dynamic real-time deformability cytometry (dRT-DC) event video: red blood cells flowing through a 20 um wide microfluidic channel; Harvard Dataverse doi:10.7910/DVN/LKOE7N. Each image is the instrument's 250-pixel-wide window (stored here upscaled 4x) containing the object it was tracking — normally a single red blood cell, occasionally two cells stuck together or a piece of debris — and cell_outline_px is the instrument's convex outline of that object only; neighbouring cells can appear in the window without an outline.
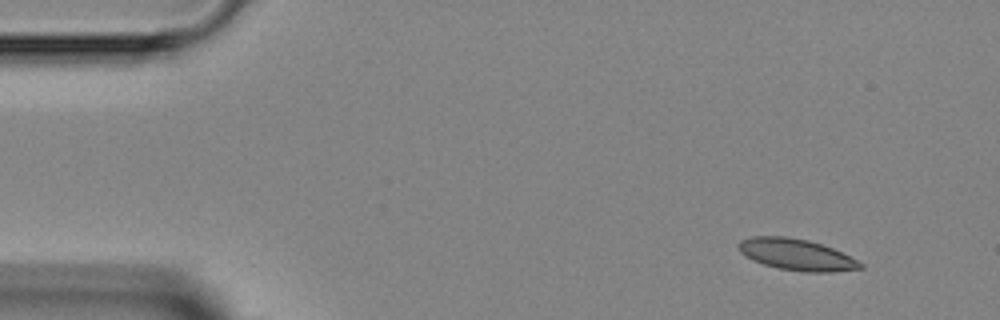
{"species": "Egyptian fruit bat (a non-hibernating species)", "species_latin": "Rousettus aegyptiacus", "temperature_condition": "room temperature", "stored_images_in_passage": 5, "camera_frame_rate_fps": 3000, "um_per_image_px": 0.085, "animal": {"sex": "female"}, "frame": {"image": 1, "passage_image": 1, "time_ms": 0.0, "image_size_px": [1000, 320], "cell_outline_px": [[864, 268], [832, 272], [804, 272], [776, 268], [752, 260], [744, 256], [736, 248], [736, 244], [740, 240], [752, 236], [788, 236], [808, 240], [832, 248], [864, 264]], "centroid_in_image_um": [67.63, 21.64], "position_along_channel_um": 17.4, "area_um2": 22.43}}
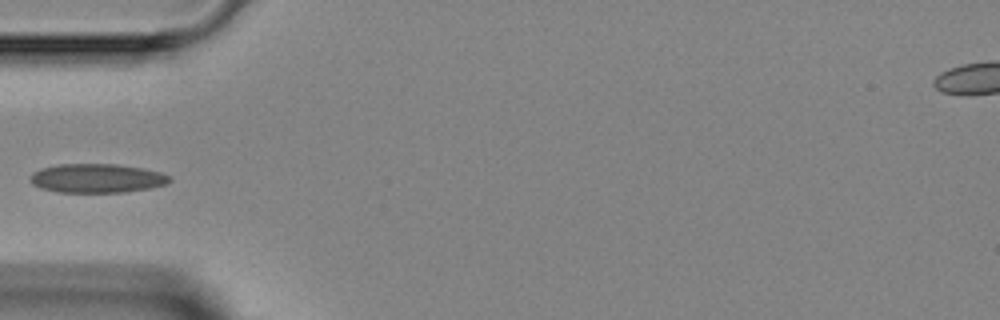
{"frame": {"image": 2, "passage_image": 4, "time_ms": 3.667, "image_size_px": [1000, 320], "cell_outline_px": [[172, 180], [164, 184], [148, 188], [124, 192], [56, 192], [40, 188], [32, 184], [28, 180], [28, 176], [32, 172], [40, 168], [60, 164], [116, 164], [144, 168], [160, 172], [172, 176]], "centroid_in_image_um": [8.19, 15.14], "position_along_channel_um": 76.8, "area_um2": 23.76}}
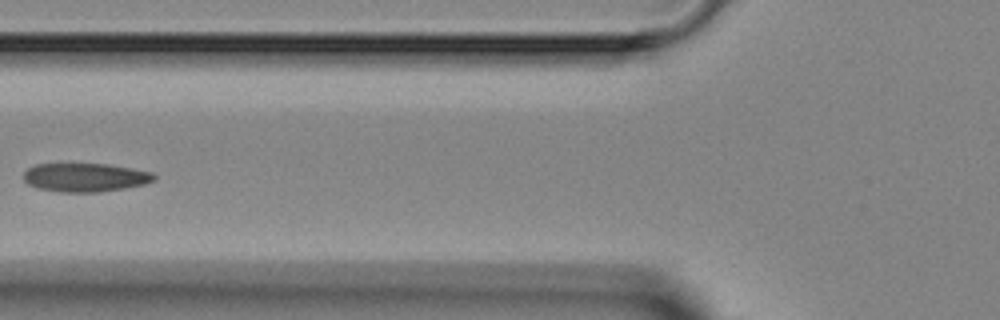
{"frame": {"image": 3, "passage_image": 5, "time_ms": 4.667, "image_size_px": [1000, 320], "cell_outline_px": [[156, 180], [144, 184], [124, 188], [100, 192], [60, 192], [36, 188], [28, 184], [24, 180], [24, 172], [28, 168], [36, 164], [108, 164], [132, 168], [152, 172], [156, 176]], "centroid_in_image_um": [7.24, 15.08], "position_along_channel_um": 118.6, "area_um2": 21.85}}